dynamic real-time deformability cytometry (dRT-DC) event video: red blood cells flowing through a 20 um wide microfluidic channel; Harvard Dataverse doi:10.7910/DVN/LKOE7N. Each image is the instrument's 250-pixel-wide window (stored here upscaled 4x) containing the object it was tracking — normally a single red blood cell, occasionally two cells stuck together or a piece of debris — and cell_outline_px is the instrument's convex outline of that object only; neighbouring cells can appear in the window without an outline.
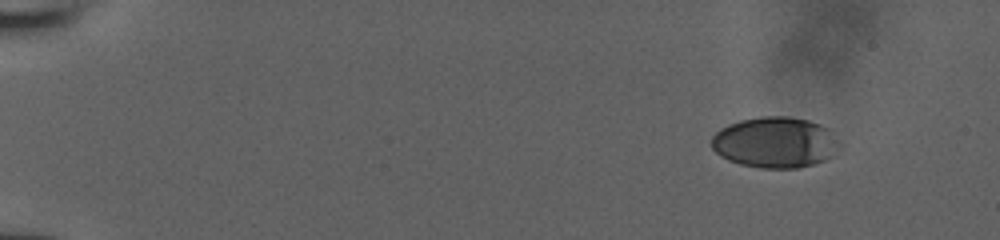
{"species": "human", "species_latin": "Homo sapiens", "temperature_condition": "room temperature", "stored_images_in_passage": 16, "camera_frame_rate_fps": 3000, "um_per_image_px": 0.085, "donor": {"sex": "male"}, "frame": {"image": 1, "passage_image": 1, "time_ms": 0.0, "image_size_px": [1000, 240], "cell_outline_px": [[844, 144], [836, 156], [812, 164], [796, 168], [760, 168], [740, 164], [728, 160], [720, 156], [712, 148], [712, 136], [720, 128], [728, 124], [740, 120], [760, 116], [788, 116], [808, 120], [820, 124], [828, 128]], "centroid_in_image_um": [65.94, 12.1], "position_along_channel_um": 19.1, "area_um2": 38.61}}
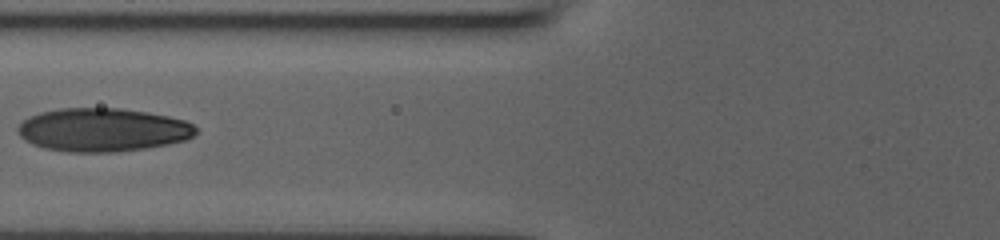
{"frame": {"image": 2, "passage_image": 10, "time_ms": 3.0, "image_size_px": [1000, 240], "cell_outline_px": [[196, 132], [192, 136], [184, 140], [168, 144], [144, 148], [116, 152], [68, 152], [44, 148], [32, 144], [24, 140], [16, 132], [16, 128], [28, 116], [40, 112], [60, 108], [120, 108], [148, 112], [168, 116], [184, 120], [192, 124], [196, 128]], "centroid_in_image_um": [8.68, 11.03], "position_along_channel_um": 117.1, "area_um2": 45.14}}
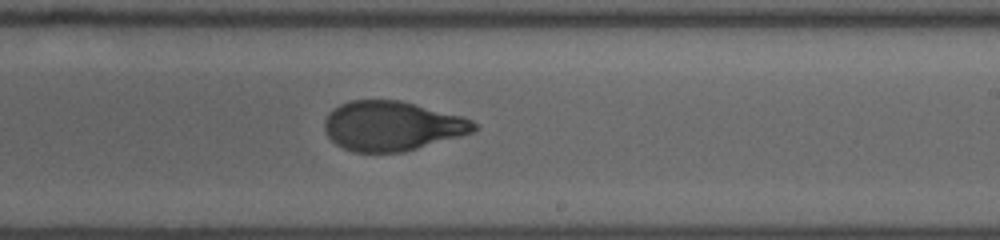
{"frame": {"image": 3, "passage_image": 16, "time_ms": 5.0, "image_size_px": [1000, 240], "cell_outline_px": [[480, 128], [472, 132], [460, 136], [404, 152], [356, 152], [344, 148], [336, 144], [328, 136], [324, 128], [324, 120], [328, 112], [340, 104], [352, 100], [400, 100], [460, 116], [472, 120]], "centroid_in_image_um": [33.3, 10.7], "position_along_channel_um": 255.7, "area_um2": 43.0}}